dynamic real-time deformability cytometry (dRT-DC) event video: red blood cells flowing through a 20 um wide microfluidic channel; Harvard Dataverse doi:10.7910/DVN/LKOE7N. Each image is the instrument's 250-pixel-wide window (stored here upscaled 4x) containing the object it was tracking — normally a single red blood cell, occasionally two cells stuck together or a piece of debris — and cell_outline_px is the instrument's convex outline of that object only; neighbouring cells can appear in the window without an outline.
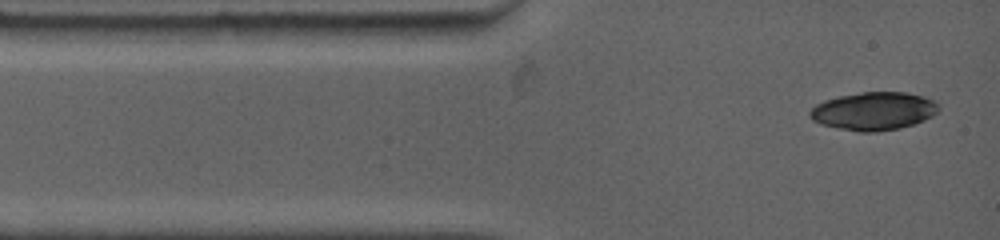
{"species": "common noctule bat (a hibernating species)", "species_latin": "Nyctalus noctula", "temperature_condition": "warm", "stored_images_in_passage": 6, "camera_frame_rate_fps": 4500, "um_per_image_px": 0.085, "animal": {"sex": "female", "body_mass_g": 19.0, "forearm_length_mm": 53.3}, "frame": {"image": 1, "passage_image": 1, "time_ms": 0.0, "image_size_px": [1000, 240], "cell_outline_px": [[940, 108], [932, 116], [924, 120], [900, 128], [876, 132], [860, 132], [820, 124], [812, 120], [808, 116], [808, 112], [816, 104], [824, 100], [840, 96], [864, 92], [904, 92], [924, 96], [940, 104]], "centroid_in_image_um": [74.26, 9.44], "position_along_channel_um": 10.7, "area_um2": 28.55}}